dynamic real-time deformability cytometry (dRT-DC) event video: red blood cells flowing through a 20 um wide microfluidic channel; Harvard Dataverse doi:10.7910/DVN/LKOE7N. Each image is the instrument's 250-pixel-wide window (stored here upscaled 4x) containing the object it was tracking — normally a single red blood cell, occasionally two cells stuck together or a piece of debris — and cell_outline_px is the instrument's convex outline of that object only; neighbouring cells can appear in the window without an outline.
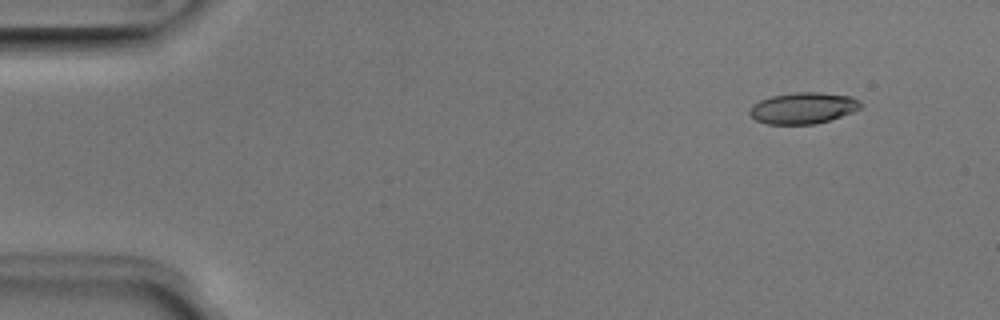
{"species": "Egyptian fruit bat (a non-hibernating species)", "species_latin": "Rousettus aegyptiacus", "temperature_condition": "room temperature", "stored_images_in_passage": 49, "camera_frame_rate_fps": 3000, "um_per_image_px": 0.085, "animal": {"sex": "male"}, "frame": {"image": 1, "passage_image": 3, "time_ms": 0.667, "image_size_px": [1000, 320], "cell_outline_px": [[860, 108], [852, 112], [816, 124], [768, 124], [756, 120], [748, 112], [748, 108], [752, 104], [760, 100], [772, 96], [792, 92], [820, 92], [852, 96], [860, 100]], "centroid_in_image_um": [68.24, 9.17], "position_along_channel_um": 16.8, "area_um2": 20.29}}
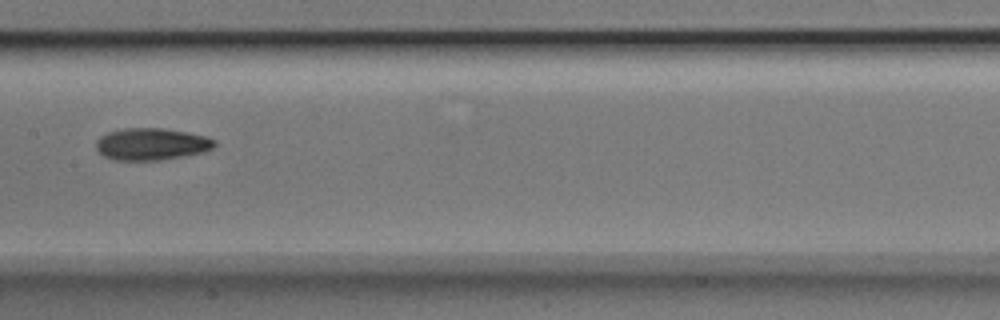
{"frame": {"image": 2, "passage_image": 24, "time_ms": 7.667, "image_size_px": [1000, 320], "cell_outline_px": [[216, 144], [212, 148], [204, 152], [184, 156], [160, 160], [112, 160], [104, 156], [96, 148], [96, 140], [100, 136], [108, 132], [124, 128], [164, 128], [188, 132], [208, 136], [216, 140]], "centroid_in_image_um": [12.89, 12.24], "position_along_channel_um": 194.5, "area_um2": 22.31}}
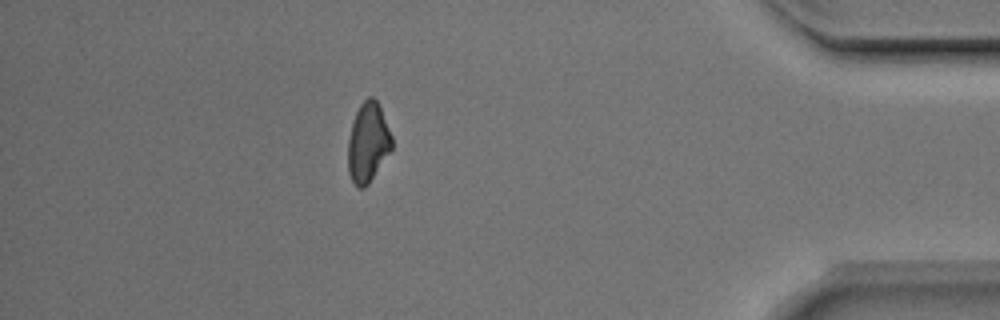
{"frame": {"image": 3, "passage_image": 43, "time_ms": 14.0, "image_size_px": [1000, 320], "cell_outline_px": [[392, 148], [368, 184], [364, 188], [360, 188], [352, 180], [348, 172], [348, 140], [352, 124], [356, 112], [360, 104], [368, 96], [372, 96], [376, 100], [380, 108], [392, 136]], "centroid_in_image_um": [31.27, 12.1], "position_along_channel_um": 403.9, "area_um2": 20.0}, "authors_computed_cell_mechanics": {"area_um2": 20.808, "velocity_mm_per_s": 4.0, "shape_relaxation_time_tau1_ms": 3.8683, "shape_relaxation_time_tau2_ms": 4.9774, "deformation_change_tau1": 0.127, "deformation_change_tau2": 0.1158}}